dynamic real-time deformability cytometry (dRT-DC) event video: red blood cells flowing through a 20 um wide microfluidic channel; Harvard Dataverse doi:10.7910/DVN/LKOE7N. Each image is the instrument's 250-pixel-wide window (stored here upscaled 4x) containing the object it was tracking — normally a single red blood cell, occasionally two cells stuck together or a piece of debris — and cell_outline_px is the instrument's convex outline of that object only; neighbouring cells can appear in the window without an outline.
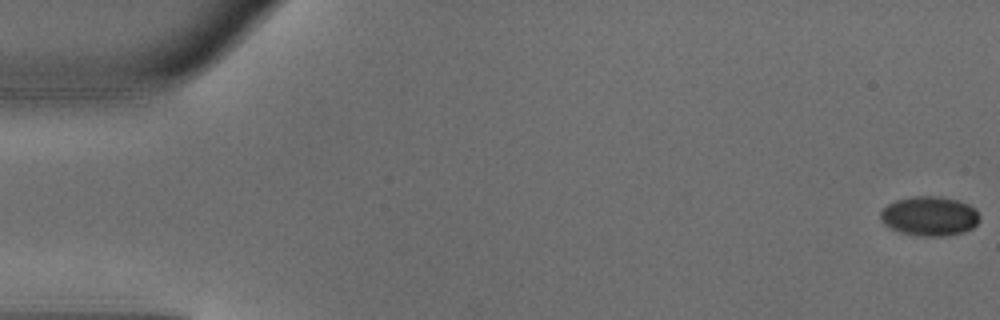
{"species": "common noctule bat (a hibernating species)", "species_latin": "Nyctalus noctula", "temperature_condition": "warm", "stored_images_in_passage": 47, "camera_frame_rate_fps": 3000, "um_per_image_px": 0.085, "animal": {"sex": "male", "body_mass_g": 18.8}, "frame": {"image": 1, "passage_image": 1, "time_ms": 0.0, "image_size_px": [1000, 320], "cell_outline_px": [[980, 220], [972, 228], [964, 232], [948, 236], [916, 236], [900, 232], [884, 224], [880, 220], [880, 212], [888, 204], [896, 200], [912, 196], [940, 196], [956, 200], [968, 204], [976, 208], [980, 216]], "centroid_in_image_um": [79.02, 18.37], "position_along_channel_um": 6.0, "area_um2": 23.0}}
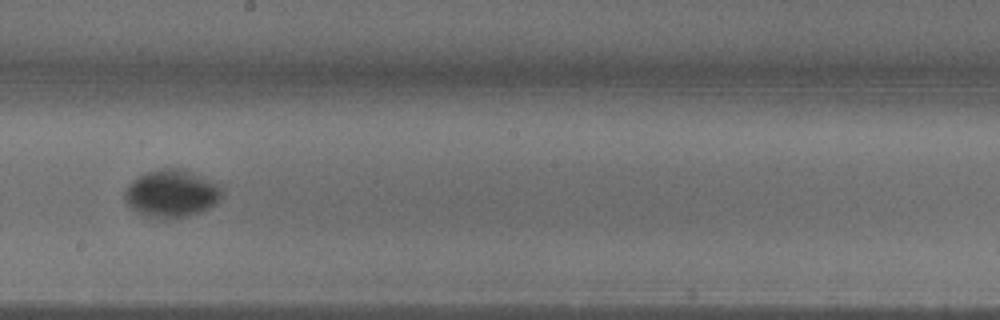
{"frame": {"image": 2, "passage_image": 28, "time_ms": 9.0, "image_size_px": [1000, 320], "cell_outline_px": [[220, 196], [216, 204], [200, 212], [188, 216], [152, 216], [136, 212], [124, 200], [124, 192], [128, 184], [136, 176], [144, 172], [160, 168], [180, 168], [220, 184]], "centroid_in_image_um": [14.54, 16.4], "position_along_channel_um": 233.7, "area_um2": 26.47}}
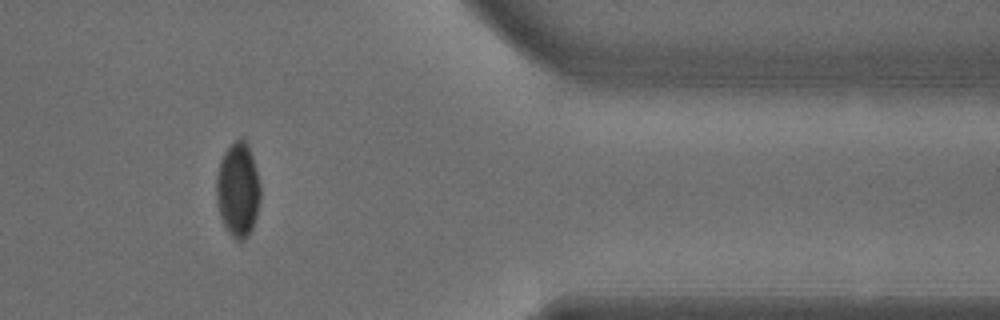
{"frame": {"image": 3, "passage_image": 41, "time_ms": 13.333, "image_size_px": [1000, 320], "cell_outline_px": [[260, 200], [256, 216], [252, 228], [248, 236], [244, 240], [236, 240], [228, 232], [220, 216], [216, 200], [216, 176], [220, 160], [224, 152], [240, 136], [248, 144], [256, 168], [260, 184]], "centroid_in_image_um": [20.22, 16.13], "position_along_channel_um": 391.2, "area_um2": 24.28}, "authors_computed_cell_mechanics": {"area_um2": 24.0448, "velocity_mm_per_s": 4.1463, "shape_relaxation_time_tau1_ms": 4.5229, "shape_relaxation_time_tau2_ms": null, "deformation_change_tau1": 0.1044, "deformation_change_tau2": null}}